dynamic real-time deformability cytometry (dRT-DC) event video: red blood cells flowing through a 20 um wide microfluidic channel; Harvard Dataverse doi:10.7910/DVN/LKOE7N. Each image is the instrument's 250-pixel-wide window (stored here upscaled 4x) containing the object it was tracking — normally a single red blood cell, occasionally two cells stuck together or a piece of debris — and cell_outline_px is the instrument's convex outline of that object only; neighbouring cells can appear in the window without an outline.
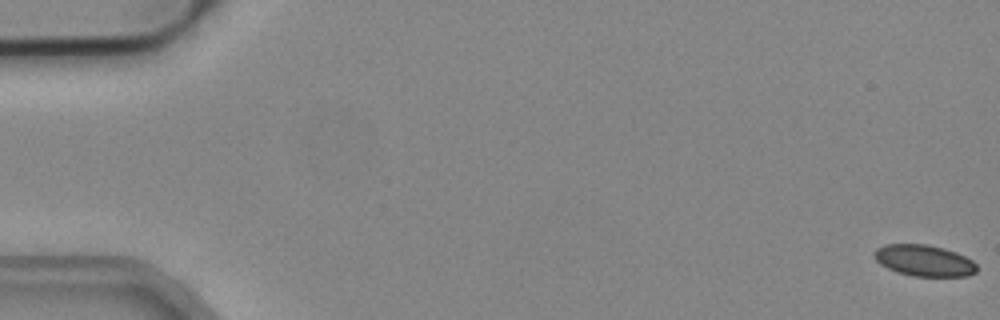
{"species": "common noctule bat (a hibernating species)", "species_latin": "Nyctalus noctula", "temperature_condition": "cold", "stored_images_in_passage": 16, "camera_frame_rate_fps": 3000, "um_per_image_px": 0.085, "animal": {"sex": "male", "body_mass_g": 19.2, "forearm_length_mm": 51.8}, "frame": {"image": 1, "passage_image": 1, "time_ms": 0.0, "image_size_px": [1000, 320], "cell_outline_px": [[976, 268], [972, 272], [952, 276], [928, 276], [908, 272], [896, 268], [880, 260], [880, 256], [908, 248], [932, 248], [948, 252], [960, 256], [968, 260]], "centroid_in_image_um": [78.93, 22.29], "position_along_channel_um": 6.1, "area_um2": 13.7}}